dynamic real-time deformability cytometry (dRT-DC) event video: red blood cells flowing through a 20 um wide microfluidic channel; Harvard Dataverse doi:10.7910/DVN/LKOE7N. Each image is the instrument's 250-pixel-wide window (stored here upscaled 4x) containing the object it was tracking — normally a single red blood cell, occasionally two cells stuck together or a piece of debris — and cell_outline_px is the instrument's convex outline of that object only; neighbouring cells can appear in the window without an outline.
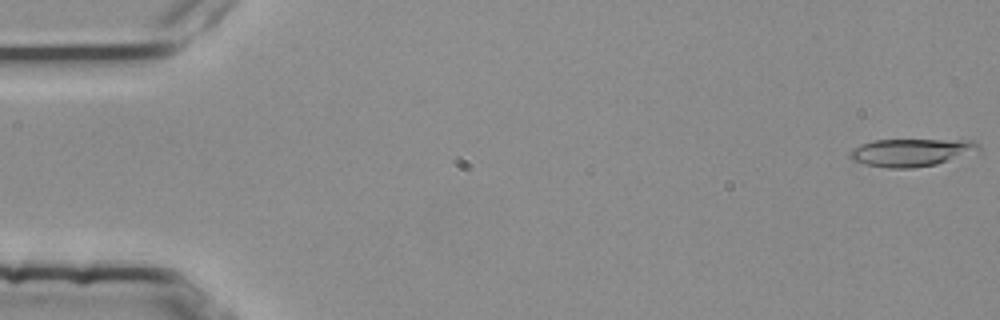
{"species": "common noctule bat (a hibernating species)", "species_latin": "Nyctalus noctula", "temperature_condition": "room temperature", "stored_images_in_passage": 4, "segment_of_instrument_passage": [2, 2], "camera_frame_rate_fps": 3000, "um_per_image_px": 0.085, "animal": {"sex": "female", "body_mass_g": 25.1}, "frame": {"image": 1, "passage_image": 4, "time_ms": 1.0, "image_size_px": [1000, 320], "cell_outline_px": [[980, 152], [936, 164], [912, 168], [888, 168], [868, 164], [852, 160], [848, 156], [848, 152], [852, 148], [860, 144], [872, 140], [972, 140], [980, 144]], "centroid_in_image_um": [77.49, 12.95], "position_along_channel_um": 7.5, "area_um2": 20.98}}